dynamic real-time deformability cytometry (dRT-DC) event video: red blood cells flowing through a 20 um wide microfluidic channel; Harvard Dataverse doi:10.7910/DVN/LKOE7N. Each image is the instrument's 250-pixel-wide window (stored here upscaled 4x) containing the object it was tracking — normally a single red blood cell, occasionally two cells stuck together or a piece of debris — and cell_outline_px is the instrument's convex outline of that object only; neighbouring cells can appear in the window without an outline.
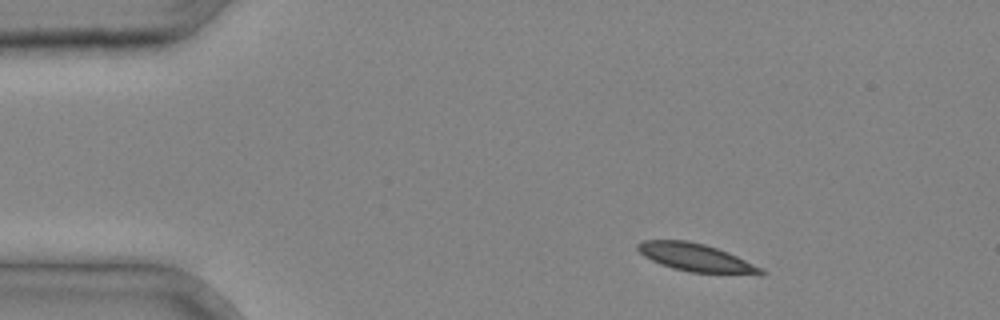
{"species": "common noctule bat (a hibernating species)", "species_latin": "Nyctalus noctula", "temperature_condition": "cold", "stored_images_in_passage": 32, "camera_frame_rate_fps": 3000, "um_per_image_px": 0.085, "animal": {"sex": "male", "body_mass_g": 20.4}, "frame": {"image": 1, "passage_image": 1, "time_ms": 0.0, "image_size_px": [1000, 320], "cell_outline_px": [[768, 272], [688, 272], [672, 268], [660, 264], [644, 256], [636, 248], [636, 244], [644, 240], [688, 240], [704, 244], [728, 252], [764, 268]], "centroid_in_image_um": [59.04, 21.85], "position_along_channel_um": 26.0, "area_um2": 19.42}}
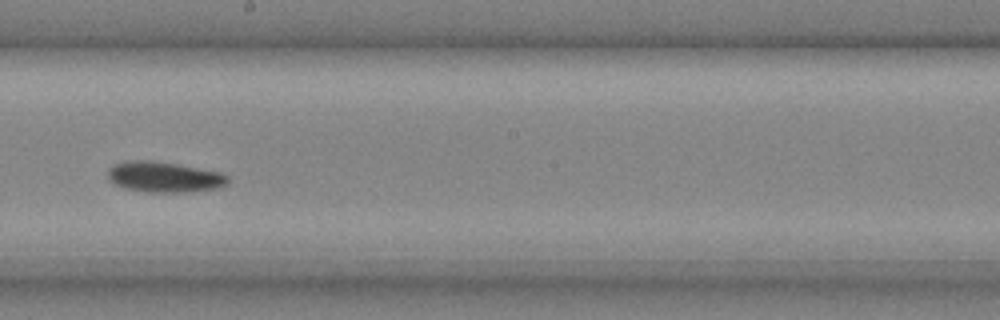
{"frame": {"image": 2, "passage_image": 17, "time_ms": 5.333, "image_size_px": [1000, 320], "cell_outline_px": [[228, 184], [220, 188], [188, 192], [148, 192], [124, 188], [108, 180], [108, 168], [112, 164], [128, 160], [152, 160], [176, 164], [220, 172], [228, 176]], "centroid_in_image_um": [13.94, 15.04], "position_along_channel_um": 234.3, "area_um2": 21.56}}
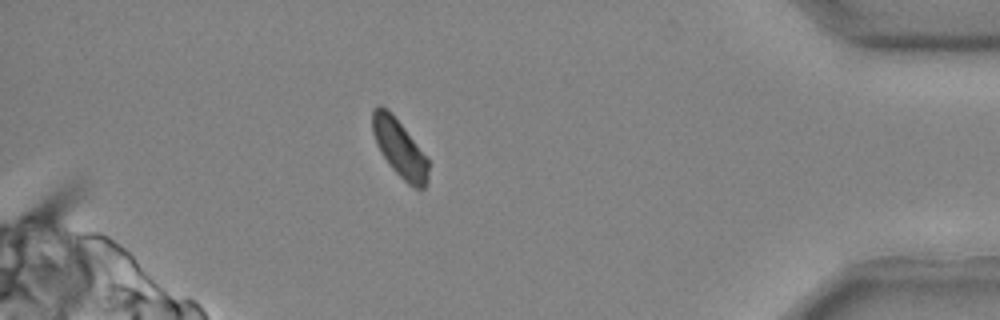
{"frame": {"image": 3, "passage_image": 29, "time_ms": 9.333, "image_size_px": [1000, 320], "cell_outline_px": [[428, 180], [424, 188], [416, 188], [408, 184], [392, 168], [380, 152], [376, 144], [372, 132], [372, 108], [380, 104], [388, 108], [392, 112], [428, 160]], "centroid_in_image_um": [33.92, 12.56], "position_along_channel_um": 401.3, "area_um2": 18.61}}